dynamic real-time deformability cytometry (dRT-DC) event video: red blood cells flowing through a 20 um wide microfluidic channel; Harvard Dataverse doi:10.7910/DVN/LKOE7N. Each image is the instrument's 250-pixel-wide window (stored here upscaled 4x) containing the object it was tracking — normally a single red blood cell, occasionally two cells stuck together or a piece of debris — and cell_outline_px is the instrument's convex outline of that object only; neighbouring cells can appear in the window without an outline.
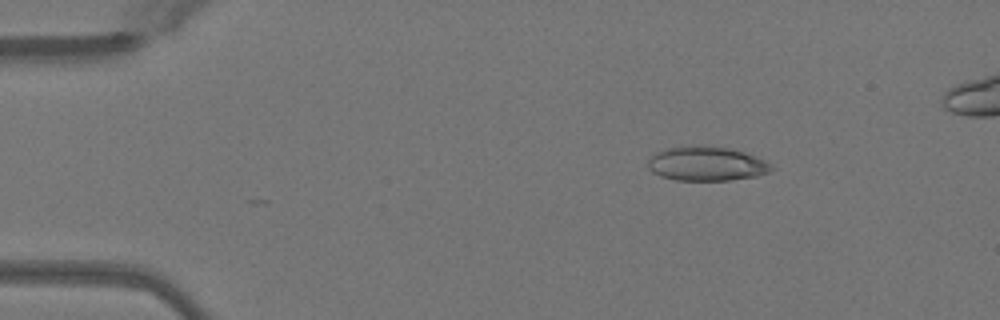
{"species": "Egyptian fruit bat (a non-hibernating species)", "species_latin": "Rousettus aegyptiacus", "temperature_condition": "warm", "stored_images_in_passage": 42, "camera_frame_rate_fps": 3000, "um_per_image_px": 0.085, "animal": {"sex": "female"}, "frame": {"image": 1, "passage_image": 1, "time_ms": 0.0, "image_size_px": [1000, 320], "cell_outline_px": [[772, 168], [768, 172], [756, 176], [728, 180], [676, 180], [660, 176], [652, 172], [648, 168], [648, 160], [656, 152], [668, 148], [732, 148], [744, 152], [764, 160]], "centroid_in_image_um": [60.03, 13.96], "position_along_channel_um": 25.0, "area_um2": 23.7}}
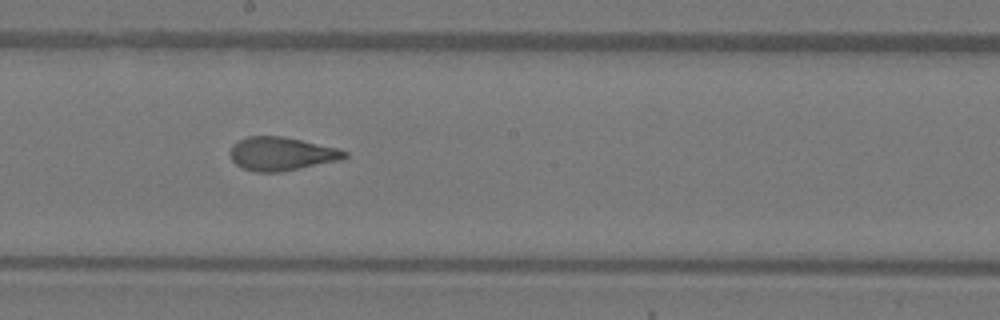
{"frame": {"image": 2, "passage_image": 21, "time_ms": 6.667, "image_size_px": [1000, 320], "cell_outline_px": [[348, 156], [344, 160], [280, 172], [256, 172], [244, 168], [236, 164], [232, 160], [228, 152], [232, 144], [248, 136], [280, 136], [340, 148], [348, 152]], "centroid_in_image_um": [23.96, 13.08], "position_along_channel_um": 224.2, "area_um2": 22.54}}
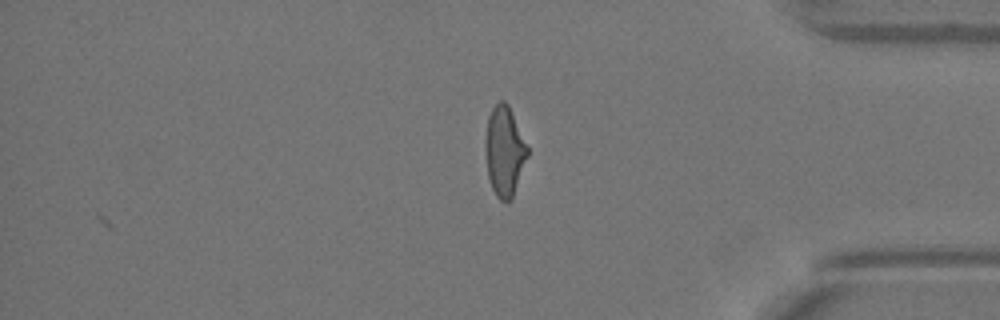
{"frame": {"image": 3, "passage_image": 35, "time_ms": 11.333, "image_size_px": [1000, 320], "cell_outline_px": [[528, 156], [512, 196], [508, 200], [500, 200], [496, 196], [492, 188], [488, 176], [484, 144], [484, 140], [488, 116], [492, 108], [500, 100], [504, 100], [508, 104], [528, 148]], "centroid_in_image_um": [42.85, 12.81], "position_along_channel_um": 392.4, "area_um2": 21.79}}